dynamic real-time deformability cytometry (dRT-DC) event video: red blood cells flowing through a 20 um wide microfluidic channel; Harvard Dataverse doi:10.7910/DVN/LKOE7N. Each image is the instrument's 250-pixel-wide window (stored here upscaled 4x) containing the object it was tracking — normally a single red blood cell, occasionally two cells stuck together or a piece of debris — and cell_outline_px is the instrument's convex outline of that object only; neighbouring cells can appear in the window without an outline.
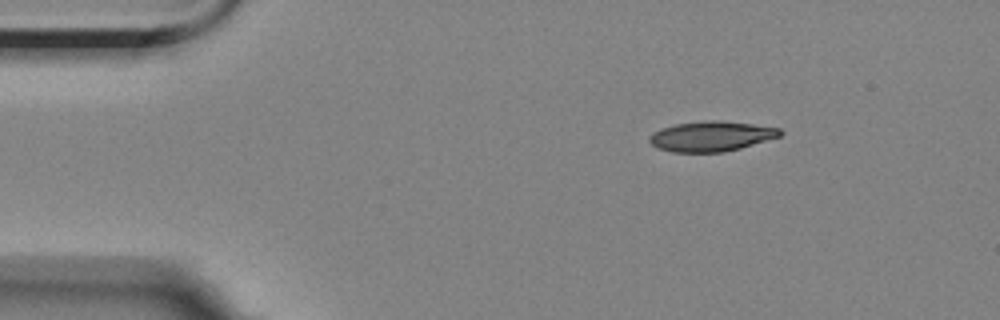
{"species": "Egyptian fruit bat (a non-hibernating species)", "species_latin": "Rousettus aegyptiacus", "temperature_condition": "room temperature", "stored_images_in_passage": 5, "camera_frame_rate_fps": 3000, "um_per_image_px": 0.085, "animal": {"sex": "female"}, "frame": {"image": 1, "passage_image": 1, "time_ms": 0.0, "image_size_px": [1000, 320], "cell_outline_px": [[784, 132], [780, 136], [740, 148], [724, 152], [672, 152], [660, 148], [652, 144], [648, 140], [648, 136], [652, 132], [660, 128], [676, 124], [704, 120], [720, 120], [752, 124], [780, 128]], "centroid_in_image_um": [60.44, 11.57], "position_along_channel_um": 24.6, "area_um2": 22.95}}
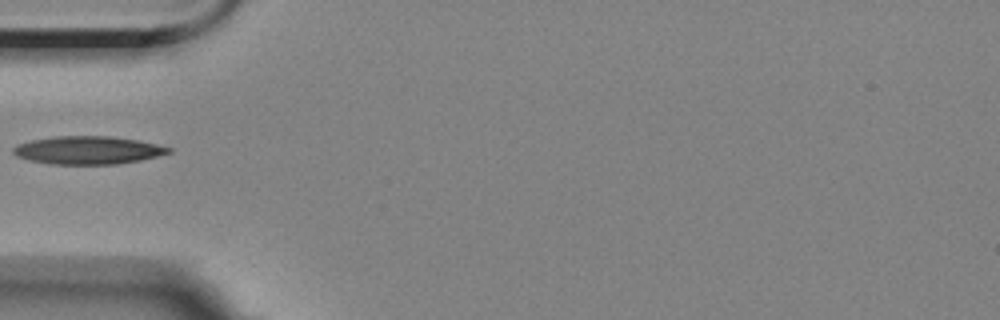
{"frame": {"image": 2, "passage_image": 4, "time_ms": 3.333, "image_size_px": [1000, 320], "cell_outline_px": [[172, 152], [140, 160], [116, 164], [52, 164], [28, 160], [16, 156], [12, 152], [12, 148], [16, 144], [32, 140], [52, 136], [112, 136], [136, 140], [156, 144], [172, 148]], "centroid_in_image_um": [7.43, 12.76], "position_along_channel_um": 77.6, "area_um2": 25.37}}
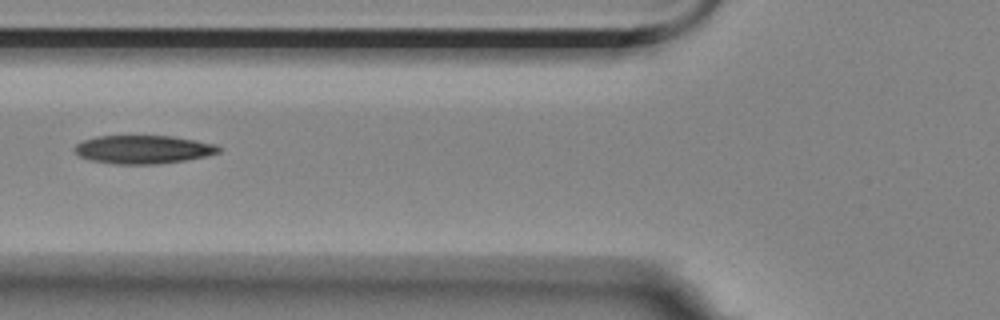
{"frame": {"image": 3, "passage_image": 5, "time_ms": 4.333, "image_size_px": [1000, 320], "cell_outline_px": [[220, 152], [204, 156], [184, 160], [156, 164], [116, 164], [88, 160], [80, 156], [72, 148], [76, 144], [84, 140], [96, 136], [172, 136], [196, 140], [216, 144], [220, 148]], "centroid_in_image_um": [12.14, 12.7], "position_along_channel_um": 113.7, "area_um2": 23.76}}